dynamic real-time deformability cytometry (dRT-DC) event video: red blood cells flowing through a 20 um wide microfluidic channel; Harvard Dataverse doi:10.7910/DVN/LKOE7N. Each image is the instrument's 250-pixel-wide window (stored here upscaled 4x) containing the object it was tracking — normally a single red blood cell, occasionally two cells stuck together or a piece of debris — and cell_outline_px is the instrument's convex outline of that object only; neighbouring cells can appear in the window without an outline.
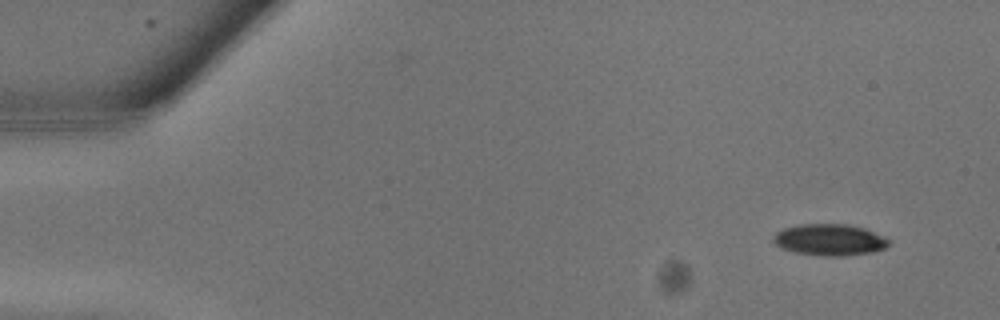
{"species": "common noctule bat (a hibernating species)", "species_latin": "Nyctalus noctula", "temperature_condition": "warm", "stored_images_in_passage": 6, "camera_frame_rate_fps": 3000, "um_per_image_px": 0.085, "animal": {"sex": "male", "body_mass_g": 13.3}, "frame": {"image": 1, "passage_image": 2, "time_ms": 0.333, "image_size_px": [1000, 320], "cell_outline_px": [[888, 244], [884, 248], [872, 252], [844, 256], [820, 256], [796, 252], [780, 248], [772, 240], [772, 236], [776, 232], [784, 228], [800, 224], [848, 224], [864, 228], [884, 236], [888, 240]], "centroid_in_image_um": [70.48, 20.38], "position_along_channel_um": 14.5, "area_um2": 21.21}}